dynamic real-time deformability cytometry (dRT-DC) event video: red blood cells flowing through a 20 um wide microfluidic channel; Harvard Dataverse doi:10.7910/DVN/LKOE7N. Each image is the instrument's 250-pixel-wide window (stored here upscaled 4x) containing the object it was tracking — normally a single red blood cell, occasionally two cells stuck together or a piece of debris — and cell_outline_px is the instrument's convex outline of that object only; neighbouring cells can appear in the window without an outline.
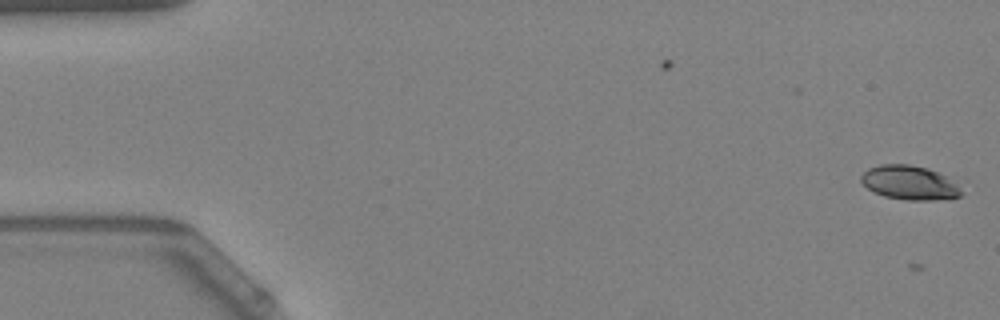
{"species": "Egyptian fruit bat (a non-hibernating species)", "species_latin": "Rousettus aegyptiacus", "temperature_condition": "warm", "stored_images_in_passage": 11, "camera_frame_rate_fps": 3000, "um_per_image_px": 0.085, "animal": {"sex": "female"}, "frame": {"image": 1, "passage_image": 1, "time_ms": 0.0, "image_size_px": [1000, 320], "cell_outline_px": [[964, 192], [960, 196], [932, 200], [908, 200], [884, 196], [868, 188], [860, 180], [860, 176], [868, 168], [880, 164], [908, 164], [924, 168], [936, 172], [944, 176]], "centroid_in_image_um": [77.25, 15.53], "position_along_channel_um": 7.7, "area_um2": 19.42}}